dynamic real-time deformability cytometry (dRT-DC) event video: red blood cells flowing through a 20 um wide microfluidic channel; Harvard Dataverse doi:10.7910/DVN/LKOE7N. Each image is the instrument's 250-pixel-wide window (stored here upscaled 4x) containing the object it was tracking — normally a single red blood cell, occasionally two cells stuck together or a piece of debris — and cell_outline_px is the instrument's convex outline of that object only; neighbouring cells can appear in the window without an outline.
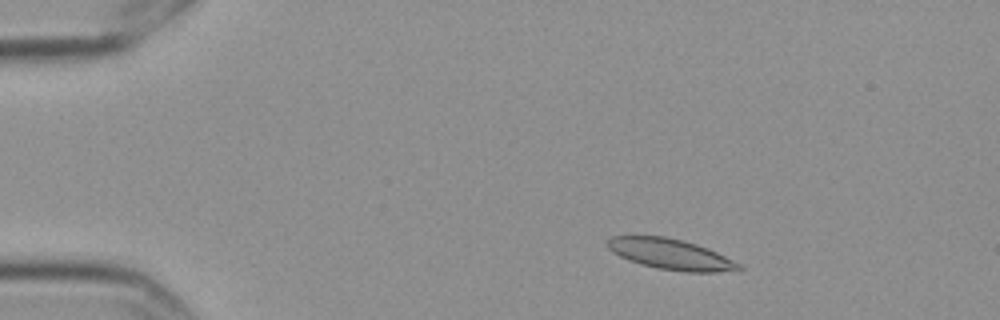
{"species": "Egyptian fruit bat (a non-hibernating species)", "species_latin": "Rousettus aegyptiacus", "temperature_condition": "cold", "stored_images_in_passage": 4, "camera_frame_rate_fps": 3000, "um_per_image_px": 0.085, "frame": {"image": 1, "passage_image": 2, "time_ms": 0.333, "image_size_px": [1000, 320], "cell_outline_px": [[744, 268], [716, 272], [684, 272], [656, 268], [628, 260], [612, 252], [608, 248], [608, 240], [612, 236], [664, 236], [684, 240], [708, 248], [740, 264]], "centroid_in_image_um": [56.98, 21.6], "position_along_channel_um": 28.0, "area_um2": 23.24}}
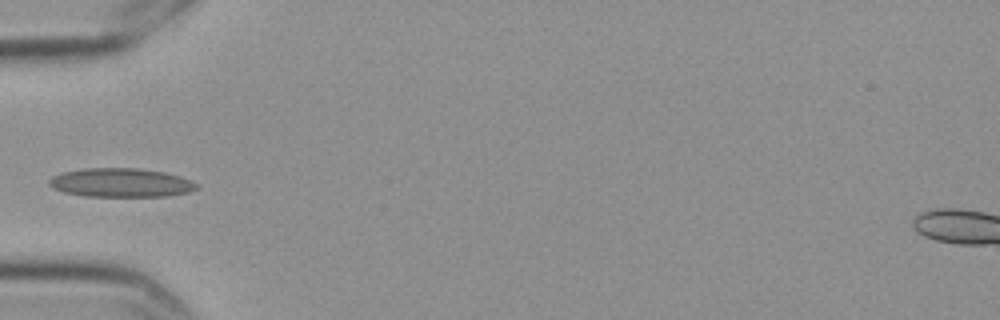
{"frame": {"image": 2, "passage_image": 4, "time_ms": 1.0, "image_size_px": [1000, 320], "cell_outline_px": [[200, 188], [188, 192], [168, 196], [84, 196], [64, 192], [48, 184], [48, 180], [52, 176], [64, 172], [84, 168], [136, 168], [164, 172], [180, 176], [192, 180], [200, 184]], "centroid_in_image_um": [10.33, 15.52], "position_along_channel_um": 74.7, "area_um2": 24.85}}